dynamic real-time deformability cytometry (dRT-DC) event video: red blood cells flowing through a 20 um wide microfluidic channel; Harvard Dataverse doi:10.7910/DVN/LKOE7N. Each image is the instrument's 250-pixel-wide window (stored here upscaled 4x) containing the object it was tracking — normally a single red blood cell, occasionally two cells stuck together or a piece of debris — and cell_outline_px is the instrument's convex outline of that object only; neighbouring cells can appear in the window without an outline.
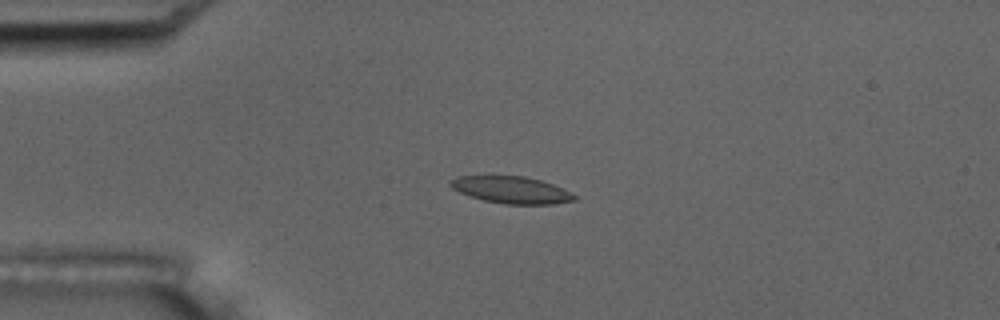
{"species": "common noctule bat (a hibernating species)", "species_latin": "Nyctalus noctula", "temperature_condition": "room temperature", "stored_images_in_passage": 3, "camera_frame_rate_fps": 3000, "um_per_image_px": 0.085, "animal": {"sex": "male", "body_mass_g": 17.5, "forearm_length_mm": 52.3}, "frame": {"image": 1, "passage_image": 2, "time_ms": 1.333, "image_size_px": [1000, 320], "cell_outline_px": [[576, 200], [552, 204], [504, 204], [484, 200], [468, 196], [452, 188], [448, 184], [456, 176], [524, 176], [540, 180], [564, 188], [572, 192], [576, 196]], "centroid_in_image_um": [43.48, 16.14], "position_along_channel_um": 41.5, "area_um2": 19.48}}